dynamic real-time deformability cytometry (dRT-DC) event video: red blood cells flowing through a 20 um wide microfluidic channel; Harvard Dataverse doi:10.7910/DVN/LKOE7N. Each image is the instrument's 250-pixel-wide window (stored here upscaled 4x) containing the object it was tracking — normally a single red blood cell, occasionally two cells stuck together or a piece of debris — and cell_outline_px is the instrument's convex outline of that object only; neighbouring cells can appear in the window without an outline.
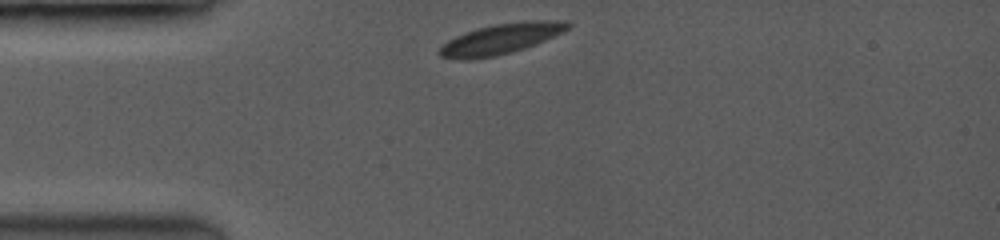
{"species": "common noctule bat (a hibernating species)", "species_latin": "Nyctalus noctula", "temperature_condition": "room temperature", "stored_images_in_passage": 16, "camera_frame_rate_fps": 3500, "um_per_image_px": 0.085, "animal": {"sex": "female", "body_mass_g": 19.0, "forearm_length_mm": 53.3}, "frame": {"image": 1, "passage_image": 1, "time_ms": 0.0, "image_size_px": [1000, 240], "cell_outline_px": [[572, 24], [568, 28], [536, 44], [524, 48], [492, 56], [468, 60], [440, 56], [436, 52], [448, 40], [464, 32], [476, 28], [492, 24], [524, 20], [564, 20]], "centroid_in_image_um": [42.55, 3.27], "position_along_channel_um": 42.4, "area_um2": 22.54}}
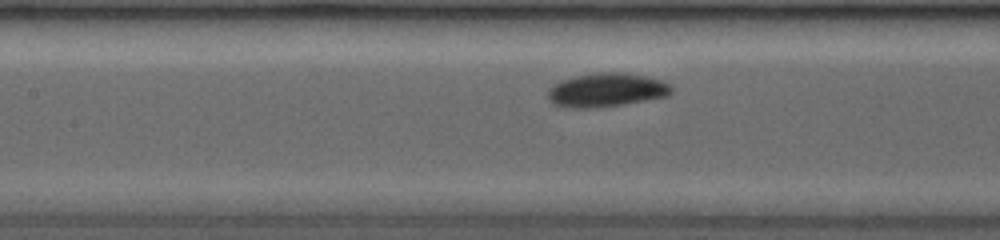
{"frame": {"image": 2, "passage_image": 10, "time_ms": 3.429, "image_size_px": [1000, 240], "cell_outline_px": [[672, 92], [664, 96], [620, 104], [584, 108], [556, 104], [548, 96], [548, 88], [560, 80], [576, 76], [600, 72], [620, 72], [644, 76], [660, 80], [672, 84]], "centroid_in_image_um": [51.56, 7.62], "position_along_channel_um": 155.8, "area_um2": 23.52}}
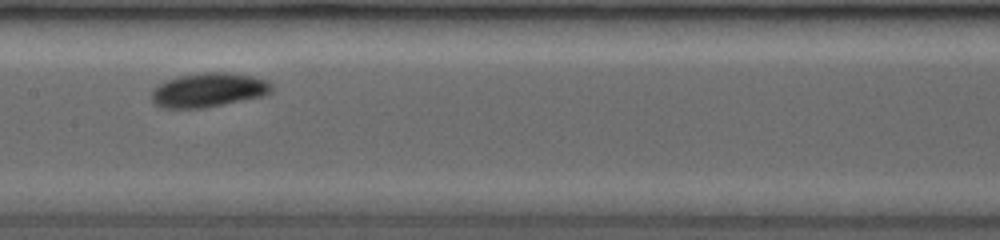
{"frame": {"image": 3, "passage_image": 15, "time_ms": 4.286, "image_size_px": [1000, 240], "cell_outline_px": [[272, 88], [268, 92], [260, 96], [200, 108], [168, 108], [156, 104], [152, 100], [152, 92], [160, 84], [176, 76], [196, 72], [232, 72], [252, 76], [268, 80], [272, 84]], "centroid_in_image_um": [17.72, 7.61], "position_along_channel_um": 189.7, "area_um2": 23.52}}